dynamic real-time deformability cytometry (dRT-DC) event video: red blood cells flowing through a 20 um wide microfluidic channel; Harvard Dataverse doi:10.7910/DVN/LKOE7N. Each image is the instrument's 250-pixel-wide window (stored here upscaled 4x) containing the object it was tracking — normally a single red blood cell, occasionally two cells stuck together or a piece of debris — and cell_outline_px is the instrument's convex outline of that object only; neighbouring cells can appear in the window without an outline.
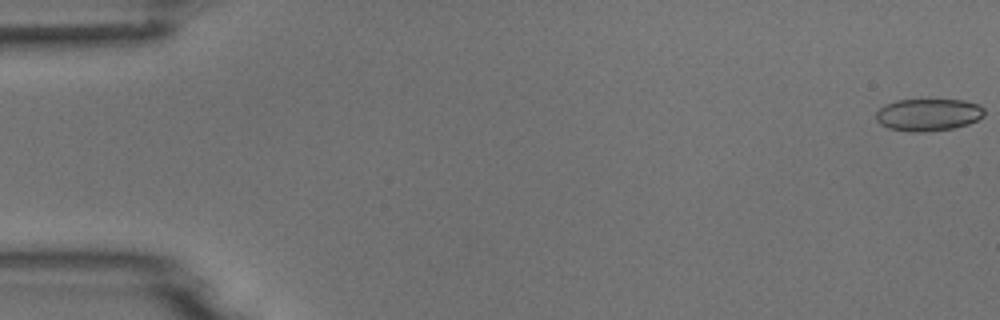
{"species": "common noctule bat (a hibernating species)", "species_latin": "Nyctalus noctula", "temperature_condition": "room temperature", "stored_images_in_passage": 7, "camera_frame_rate_fps": 3000, "um_per_image_px": 0.085, "animal": {"sex": "male", "body_mass_g": 18.8}, "frame": {"image": 1, "passage_image": 1, "time_ms": 0.0, "image_size_px": [1000, 320], "cell_outline_px": [[984, 116], [968, 124], [952, 128], [924, 132], [912, 132], [888, 128], [880, 124], [876, 120], [876, 112], [884, 104], [896, 100], [964, 100], [980, 104], [984, 108]], "centroid_in_image_um": [78.9, 9.75], "position_along_channel_um": 6.1, "area_um2": 20.46}}
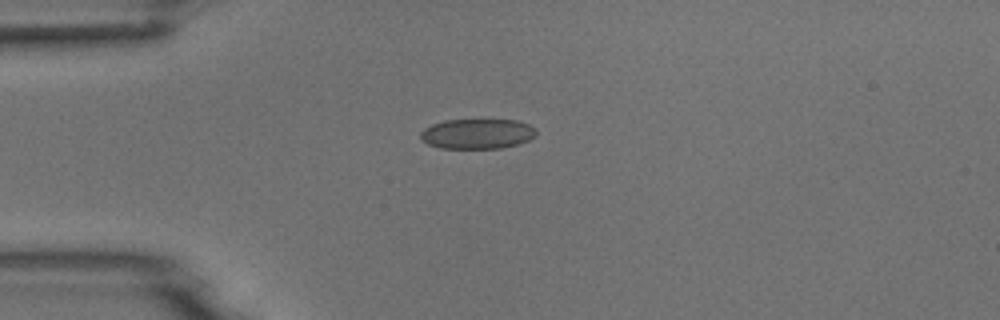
{"frame": {"image": 2, "passage_image": 5, "time_ms": 4.333, "image_size_px": [1000, 320], "cell_outline_px": [[536, 136], [528, 140], [516, 144], [500, 148], [440, 148], [428, 144], [420, 140], [420, 132], [424, 128], [432, 124], [444, 120], [516, 120], [528, 124], [536, 128]], "centroid_in_image_um": [40.54, 11.37], "position_along_channel_um": 44.5, "area_um2": 20.29}}
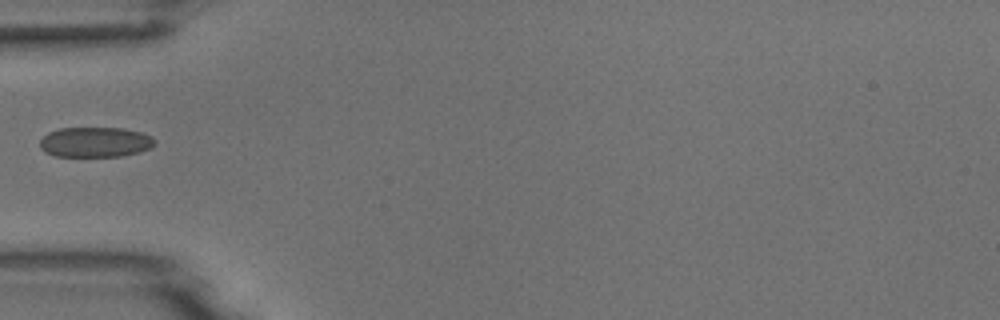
{"frame": {"image": 3, "passage_image": 6, "time_ms": 5.667, "image_size_px": [1000, 320], "cell_outline_px": [[156, 144], [152, 148], [140, 152], [120, 156], [56, 156], [44, 152], [40, 148], [40, 140], [48, 132], [60, 128], [124, 128], [140, 132], [152, 136], [156, 140]], "centroid_in_image_um": [8.12, 12.08], "position_along_channel_um": 76.9, "area_um2": 20.35}}